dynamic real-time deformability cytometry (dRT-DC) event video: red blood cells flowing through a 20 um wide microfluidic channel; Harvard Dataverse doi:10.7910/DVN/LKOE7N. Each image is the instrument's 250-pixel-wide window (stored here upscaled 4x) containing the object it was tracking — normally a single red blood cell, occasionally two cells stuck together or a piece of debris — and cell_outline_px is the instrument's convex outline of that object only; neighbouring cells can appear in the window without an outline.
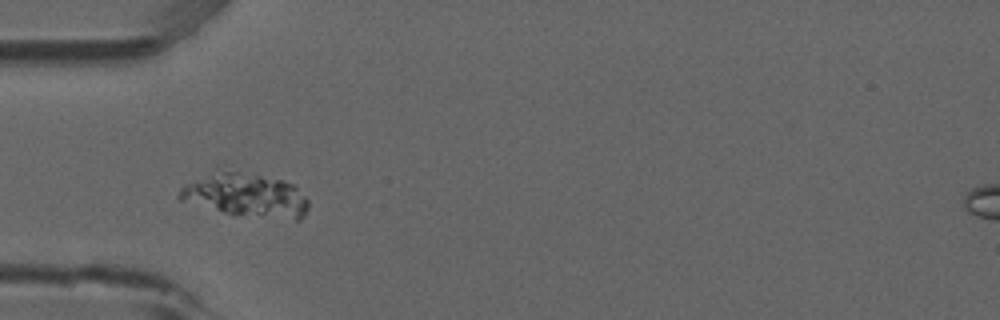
{"species": "common noctule bat (a hibernating species)", "species_latin": "Nyctalus noctula", "temperature_condition": "room temperature", "stored_images_in_passage": 4, "camera_frame_rate_fps": 3000, "um_per_image_px": 0.085, "animal": {"sex": "male", "forearm_length_mm": 52.5}, "frame": {"image": 1, "passage_image": 2, "time_ms": 0.333, "image_size_px": [1000, 320], "cell_outline_px": [[308, 208], [304, 216], [300, 220], [296, 220], [224, 212], [180, 200], [176, 196], [180, 188], [184, 184], [216, 164], [296, 184], [308, 200]], "centroid_in_image_um": [20.81, 16.48], "position_along_channel_um": 64.2, "area_um2": 33.99}}
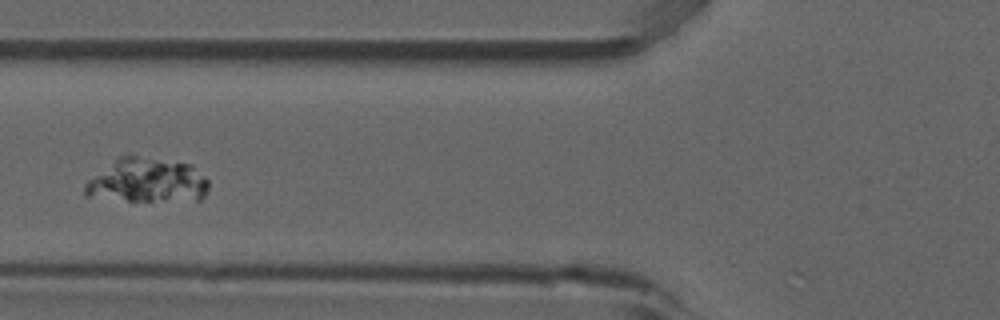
{"frame": {"image": 2, "passage_image": 3, "time_ms": 0.667, "image_size_px": [1000, 320], "cell_outline_px": [[208, 188], [204, 196], [200, 200], [132, 204], [84, 196], [84, 184], [88, 180], [120, 156], [128, 152], [192, 164], [208, 180]], "centroid_in_image_um": [12.49, 15.39], "position_along_channel_um": 113.3, "area_um2": 33.93}}
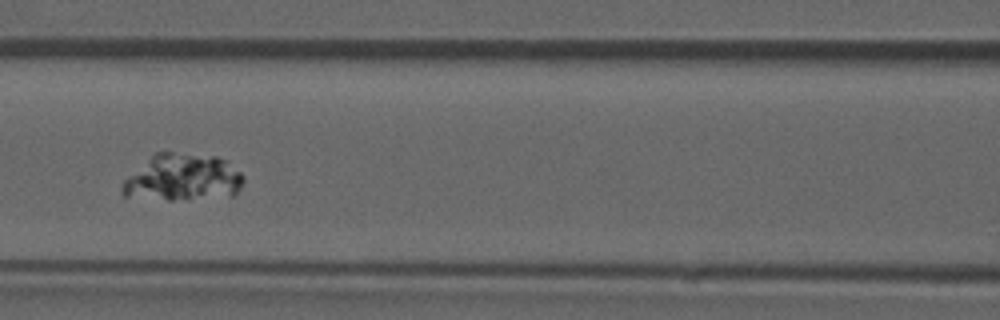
{"frame": {"image": 3, "passage_image": 4, "time_ms": 1.0, "image_size_px": [1000, 320], "cell_outline_px": [[244, 180], [240, 188], [232, 196], [172, 200], [168, 200], [124, 196], [120, 188], [124, 180], [156, 152], [172, 152], [216, 156], [228, 160], [244, 176]], "centroid_in_image_um": [15.56, 15.1], "position_along_channel_um": 151.0, "area_um2": 33.18}}